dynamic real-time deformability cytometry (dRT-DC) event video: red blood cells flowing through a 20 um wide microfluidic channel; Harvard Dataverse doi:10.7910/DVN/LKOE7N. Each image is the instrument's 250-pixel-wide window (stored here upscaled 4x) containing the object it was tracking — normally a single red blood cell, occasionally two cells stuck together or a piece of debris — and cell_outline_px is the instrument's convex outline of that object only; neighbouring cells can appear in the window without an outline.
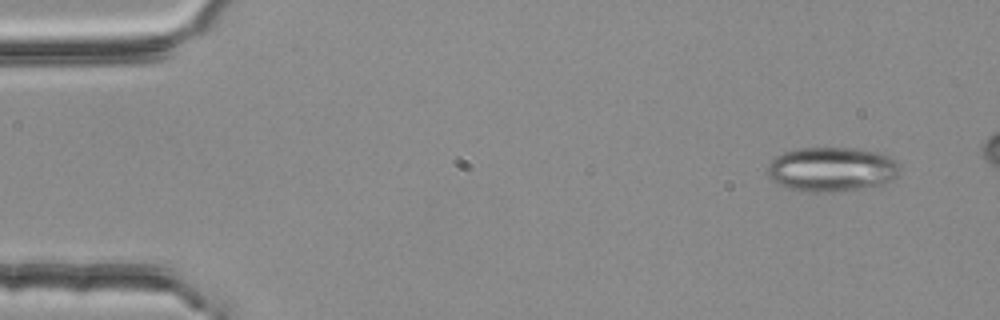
{"species": "common noctule bat (a hibernating species)", "species_latin": "Nyctalus noctula", "temperature_condition": "room temperature", "stored_images_in_passage": 4, "camera_frame_rate_fps": 3000, "um_per_image_px": 0.085, "animal": {"sex": "female", "body_mass_g": 25.1}, "frame": {"image": 1, "passage_image": 1, "time_ms": 0.0, "image_size_px": [1000, 320], "cell_outline_px": [[900, 172], [892, 180], [884, 184], [840, 192], [808, 192], [784, 188], [772, 180], [768, 176], [768, 164], [776, 156], [784, 152], [800, 148], [856, 148], [876, 152], [888, 156], [896, 160], [900, 164]], "centroid_in_image_um": [70.7, 14.4], "position_along_channel_um": 14.3, "area_um2": 34.68}}